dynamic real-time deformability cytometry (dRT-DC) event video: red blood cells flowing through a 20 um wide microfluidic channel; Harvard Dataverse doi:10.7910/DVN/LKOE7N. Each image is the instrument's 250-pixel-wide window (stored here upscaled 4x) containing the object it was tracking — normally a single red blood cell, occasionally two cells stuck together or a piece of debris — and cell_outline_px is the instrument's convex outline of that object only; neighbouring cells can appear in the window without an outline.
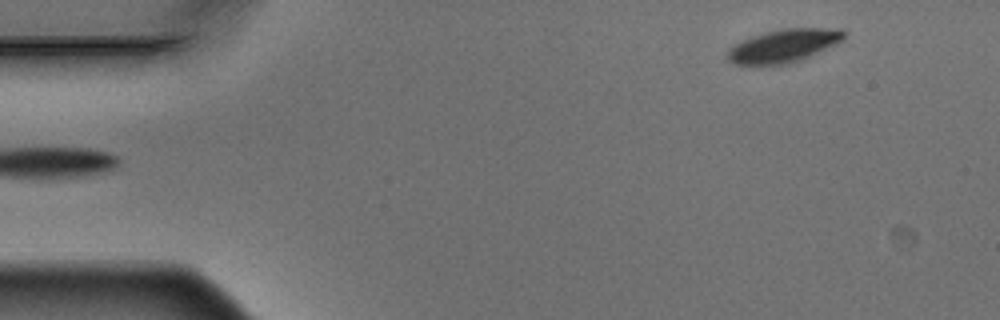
{"species": "Egyptian fruit bat (a non-hibernating species)", "species_latin": "Rousettus aegyptiacus", "temperature_condition": "warm", "stored_images_in_passage": 5, "segment_of_instrument_passage": [2, 2], "camera_frame_rate_fps": 3000, "um_per_image_px": 0.085, "animal": {"sex": "male"}, "frame": {"image": 1, "passage_image": 5, "time_ms": 1.333, "image_size_px": [1000, 320], "cell_outline_px": [[848, 32], [844, 40], [836, 44], [800, 60], [788, 64], [732, 64], [728, 60], [728, 48], [752, 36], [764, 32], [784, 28], [840, 28]], "centroid_in_image_um": [66.67, 3.87], "position_along_channel_um": 18.3, "area_um2": 22.43}}